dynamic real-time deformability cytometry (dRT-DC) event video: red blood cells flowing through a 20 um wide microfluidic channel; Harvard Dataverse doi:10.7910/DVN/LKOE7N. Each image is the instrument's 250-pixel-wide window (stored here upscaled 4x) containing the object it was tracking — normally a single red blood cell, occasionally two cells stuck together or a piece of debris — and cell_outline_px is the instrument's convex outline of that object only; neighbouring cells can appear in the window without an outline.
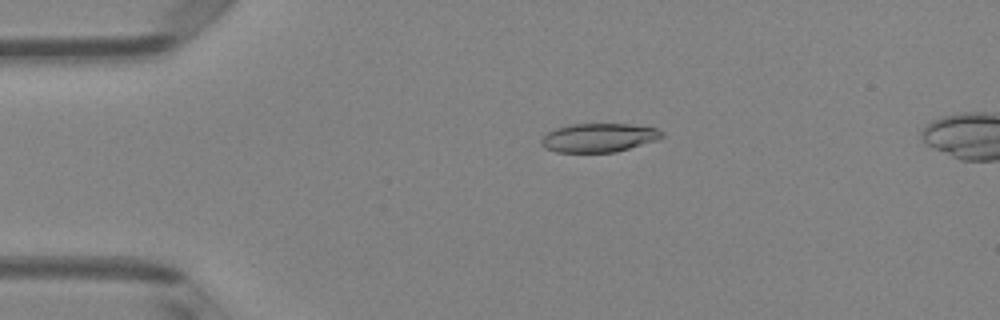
{"species": "Egyptian fruit bat (a non-hibernating species)", "species_latin": "Rousettus aegyptiacus", "temperature_condition": "room temperature", "stored_images_in_passage": 43, "camera_frame_rate_fps": 3000, "um_per_image_px": 0.085, "animal": {"sex": "female"}, "frame": {"image": 1, "passage_image": 3, "time_ms": 0.667, "image_size_px": [1000, 320], "cell_outline_px": [[664, 136], [656, 140], [616, 152], [556, 152], [544, 148], [540, 144], [540, 140], [548, 132], [556, 128], [572, 124], [628, 124], [656, 128], [664, 132]], "centroid_in_image_um": [50.88, 11.7], "position_along_channel_um": 34.1, "area_um2": 20.17}}
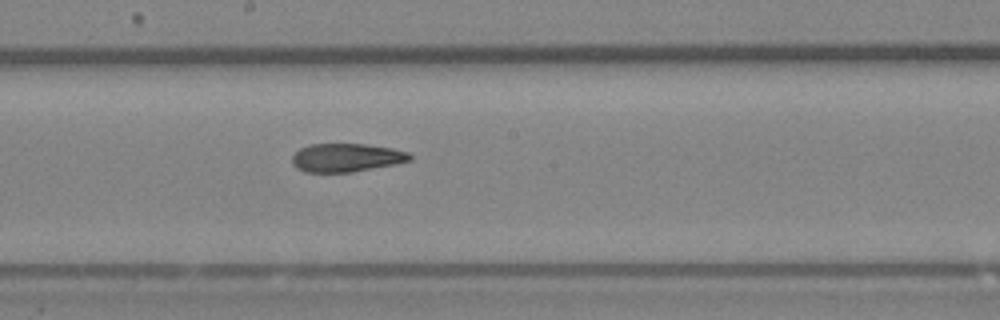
{"frame": {"image": 2, "passage_image": 20, "time_ms": 6.333, "image_size_px": [1000, 320], "cell_outline_px": [[412, 160], [396, 164], [352, 172], [304, 172], [296, 168], [292, 164], [292, 156], [300, 148], [308, 144], [364, 144], [392, 148], [408, 152], [412, 156]], "centroid_in_image_um": [29.43, 13.4], "position_along_channel_um": 218.8, "area_um2": 19.59}}
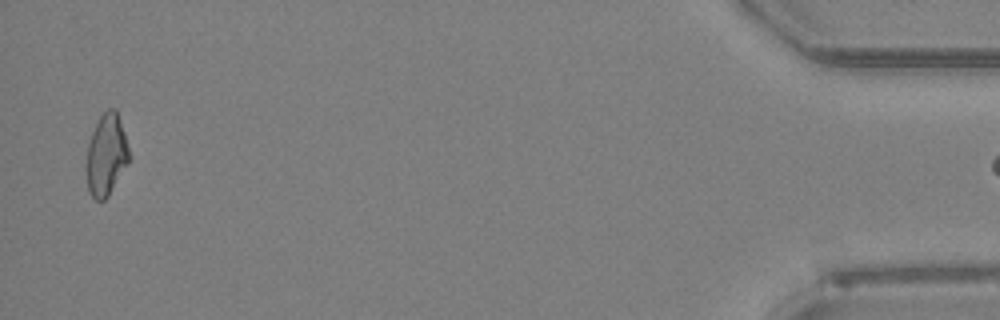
{"frame": {"image": 3, "passage_image": 42, "time_ms": 13.667, "image_size_px": [1000, 320], "cell_outline_px": [[132, 156], [128, 164], [108, 196], [104, 200], [96, 200], [88, 192], [84, 168], [88, 144], [92, 132], [100, 116], [108, 108], [116, 108]], "centroid_in_image_um": [9.03, 13.19], "position_along_channel_um": 426.2, "area_um2": 20.81}}